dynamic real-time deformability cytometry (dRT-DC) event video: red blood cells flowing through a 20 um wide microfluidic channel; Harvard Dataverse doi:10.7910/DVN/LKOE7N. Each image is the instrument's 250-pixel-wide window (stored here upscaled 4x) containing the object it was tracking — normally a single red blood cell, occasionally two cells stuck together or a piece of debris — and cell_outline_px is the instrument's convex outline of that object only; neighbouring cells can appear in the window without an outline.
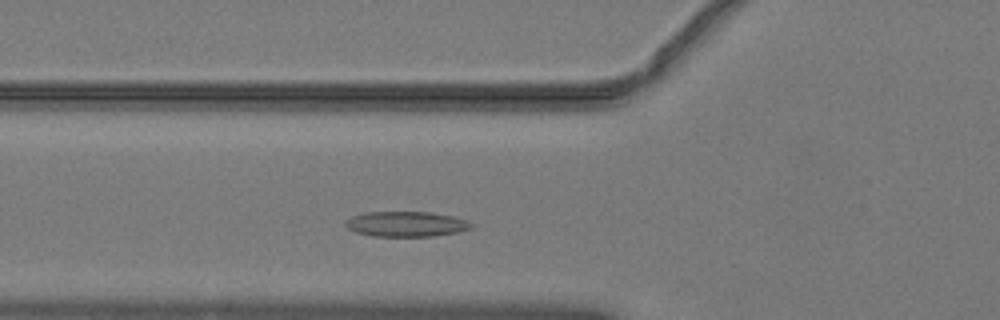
{"species": "common noctule bat (a hibernating species)", "species_latin": "Nyctalus noctula", "temperature_condition": "warm", "stored_images_in_passage": 39, "camera_frame_rate_fps": 3000, "um_per_image_px": 0.085, "animal": {"sex": "male", "body_mass_g": 19.2, "forearm_length_mm": 51.8}, "frame": {"image": 1, "passage_image": 7, "time_ms": 2.0, "image_size_px": [1000, 320], "cell_outline_px": [[476, 224], [472, 228], [460, 232], [432, 236], [372, 236], [356, 232], [348, 228], [344, 224], [344, 220], [352, 216], [364, 212], [432, 212], [452, 216]], "centroid_in_image_um": [34.52, 19.04], "position_along_channel_um": 91.3, "area_um2": 18.61}}
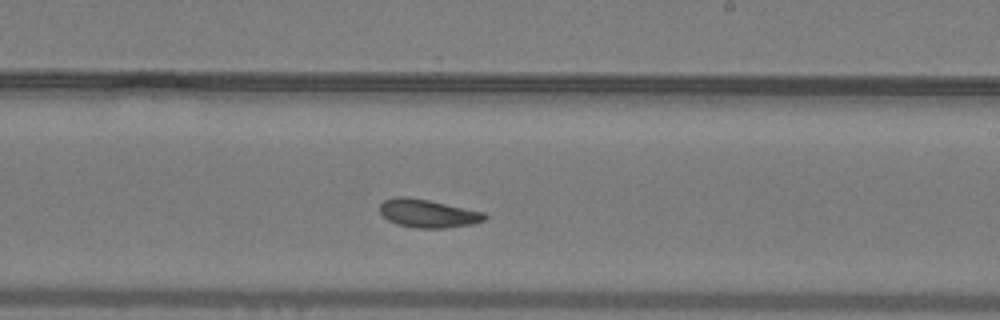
{"frame": {"image": 2, "passage_image": 19, "time_ms": 6.0, "image_size_px": [1000, 320], "cell_outline_px": [[488, 216], [484, 220], [472, 224], [448, 228], [416, 228], [396, 224], [388, 220], [380, 212], [380, 204], [384, 200], [396, 196], [404, 196], [428, 200], [484, 212]], "centroid_in_image_um": [36.36, 18.14], "position_along_channel_um": 252.6, "area_um2": 17.22}}
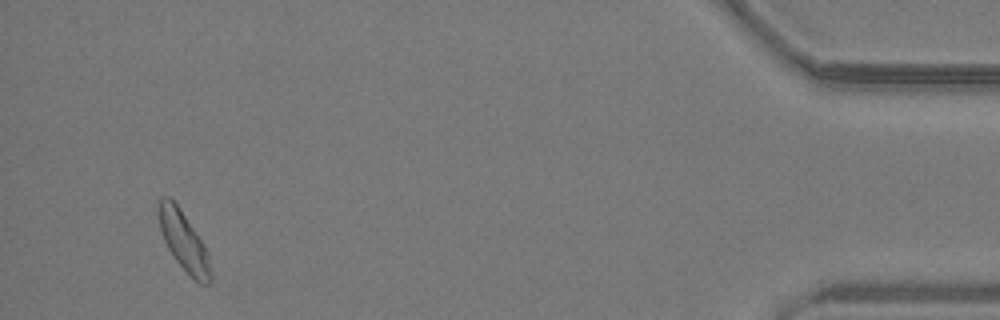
{"frame": {"image": 3, "passage_image": 37, "time_ms": 12.0, "image_size_px": [1000, 320], "cell_outline_px": [[212, 280], [208, 284], [200, 284], [176, 260], [168, 248], [164, 240], [160, 228], [156, 212], [160, 196], [168, 196], [180, 208], [204, 244], [208, 252], [212, 272]], "centroid_in_image_um": [15.61, 20.47], "position_along_channel_um": 419.6, "area_um2": 17.92}, "authors_computed_cell_mechanics": {"area_um2": 17.3978, "velocity_mm_per_s": 4.0207, "shape_relaxation_time_tau1_ms": null, "shape_relaxation_time_tau2_ms": 2.7175, "deformation_change_tau1": null, "deformation_change_tau2": 0.0825}}